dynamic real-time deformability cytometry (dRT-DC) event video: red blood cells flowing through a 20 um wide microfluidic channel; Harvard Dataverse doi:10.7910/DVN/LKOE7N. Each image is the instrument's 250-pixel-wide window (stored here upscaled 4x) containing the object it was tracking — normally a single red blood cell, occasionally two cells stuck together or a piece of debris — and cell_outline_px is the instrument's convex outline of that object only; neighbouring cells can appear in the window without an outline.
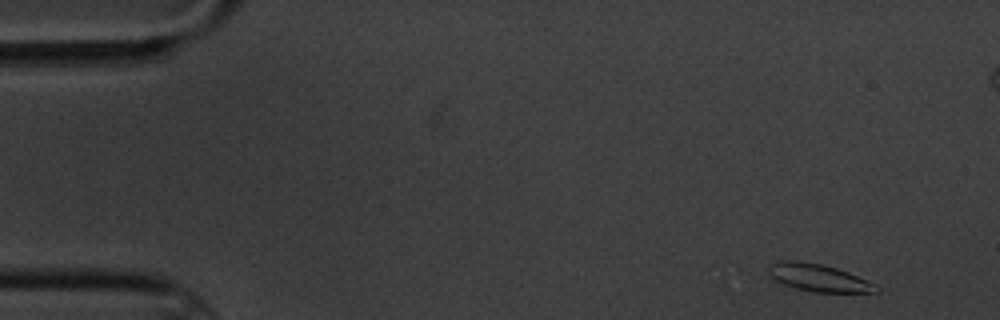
{"species": "common noctule bat (a hibernating species)", "species_latin": "Nyctalus noctula", "temperature_condition": "cold", "stored_images_in_passage": 8, "camera_frame_rate_fps": 3000, "um_per_image_px": 0.085, "animal": {"sex": "male", "body_mass_g": 20.1, "forearm_length_mm": 53.5}, "frame": {"image": 1, "passage_image": 1, "time_ms": 0.0, "image_size_px": [1000, 320], "cell_outline_px": [[880, 292], [816, 292], [796, 288], [784, 284], [776, 280], [768, 272], [768, 264], [780, 260], [796, 260], [820, 264], [836, 268], [848, 272], [876, 284], [880, 288]], "centroid_in_image_um": [69.58, 23.6], "position_along_channel_um": 15.4, "area_um2": 17.11}}
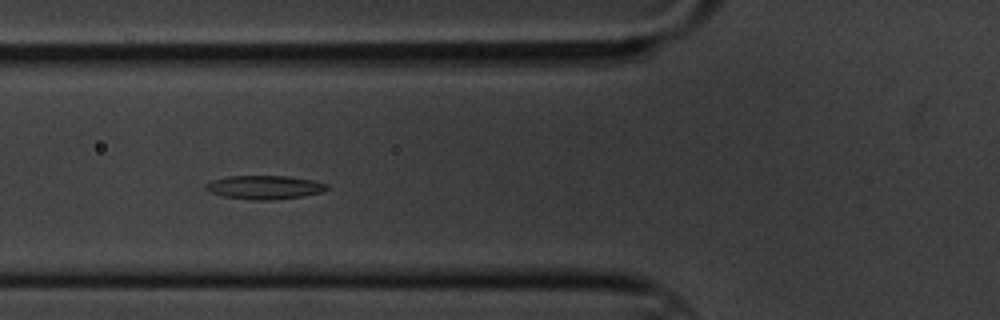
{"frame": {"image": 2, "passage_image": 6, "time_ms": 5.667, "image_size_px": [1000, 320], "cell_outline_px": [[328, 188], [320, 192], [304, 196], [272, 200], [252, 200], [224, 196], [212, 192], [204, 188], [204, 184], [212, 180], [228, 176], [288, 176], [312, 180], [328, 184]], "centroid_in_image_um": [22.48, 15.92], "position_along_channel_um": 103.3, "area_um2": 16.65}}
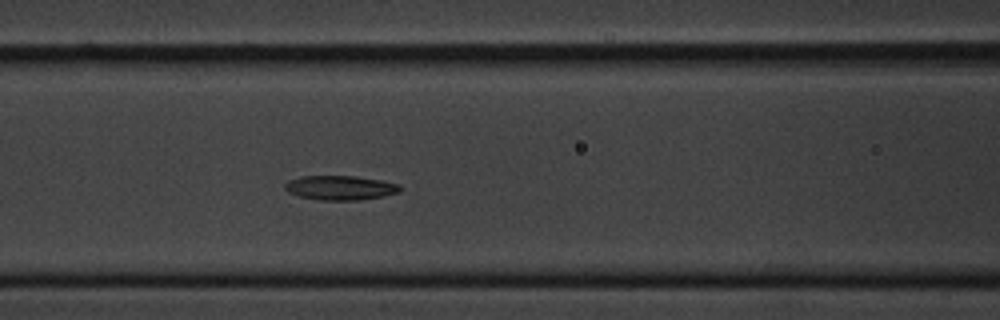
{"frame": {"image": 3, "passage_image": 7, "time_ms": 6.667, "image_size_px": [1000, 320], "cell_outline_px": [[404, 188], [400, 192], [384, 196], [356, 200], [320, 200], [300, 196], [288, 192], [284, 188], [284, 184], [288, 180], [300, 176], [356, 176], [380, 180], [400, 184]], "centroid_in_image_um": [28.94, 15.95], "position_along_channel_um": 137.7, "area_um2": 16.47}}